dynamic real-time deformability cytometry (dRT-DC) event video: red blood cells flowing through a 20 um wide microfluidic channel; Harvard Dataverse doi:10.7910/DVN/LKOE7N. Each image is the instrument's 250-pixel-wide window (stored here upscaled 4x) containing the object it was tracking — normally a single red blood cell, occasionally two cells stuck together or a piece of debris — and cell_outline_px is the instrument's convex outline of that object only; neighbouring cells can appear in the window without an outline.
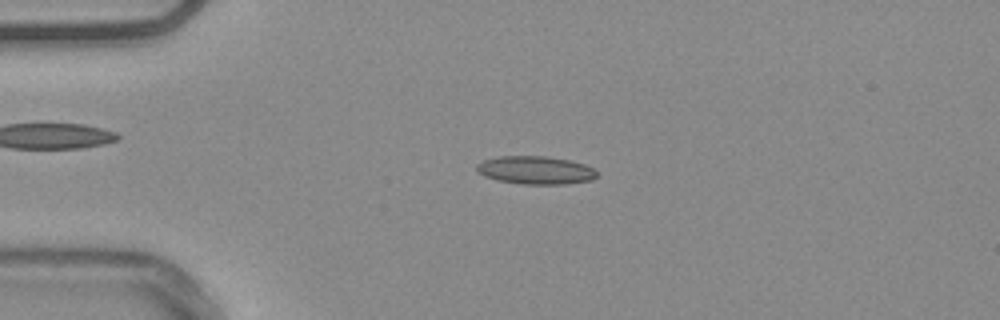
{"species": "common noctule bat (a hibernating species)", "species_latin": "Nyctalus noctula", "temperature_condition": "warm", "stored_images_in_passage": 53, "camera_frame_rate_fps": 3000, "um_per_image_px": 0.085, "animal": {"sex": "male", "body_mass_g": 20.4}, "frame": {"image": 1, "passage_image": 12, "time_ms": 3.667, "image_size_px": [1000, 320], "cell_outline_px": [[596, 176], [592, 180], [568, 184], [524, 184], [496, 180], [484, 176], [476, 172], [476, 164], [484, 160], [500, 156], [544, 156], [568, 160], [584, 164], [592, 168], [596, 172]], "centroid_in_image_um": [45.48, 14.47], "position_along_channel_um": 39.5, "area_um2": 19.65}}
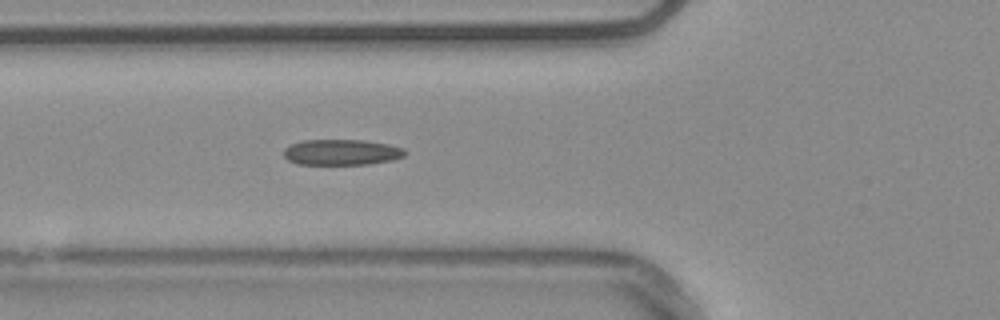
{"frame": {"image": 2, "passage_image": 19, "time_ms": 6.0, "image_size_px": [1000, 320], "cell_outline_px": [[404, 156], [392, 160], [368, 164], [296, 164], [288, 160], [284, 156], [284, 148], [300, 140], [364, 140], [388, 144], [404, 148]], "centroid_in_image_um": [29.01, 12.93], "position_along_channel_um": 96.8, "area_um2": 18.15}}
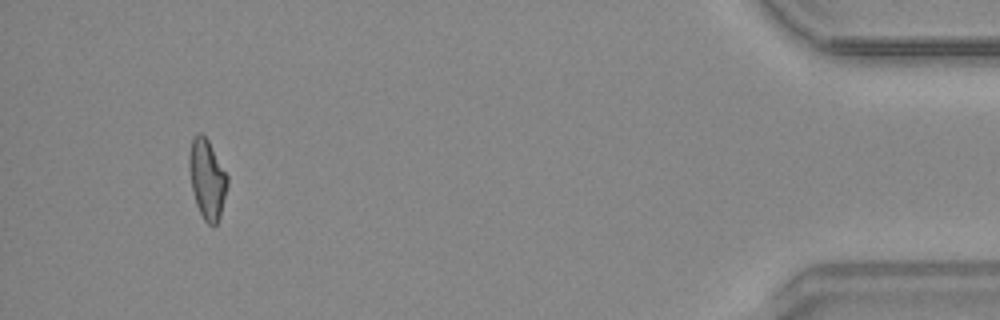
{"frame": {"image": 3, "passage_image": 50, "time_ms": 16.333, "image_size_px": [1000, 320], "cell_outline_px": [[228, 184], [220, 216], [216, 224], [208, 224], [204, 220], [196, 204], [192, 188], [188, 168], [188, 156], [192, 140], [196, 132], [200, 132], [208, 140], [228, 176]], "centroid_in_image_um": [17.59, 15.19], "position_along_channel_um": 417.6, "area_um2": 17.63}, "authors_computed_cell_mechanics": {"area_um2": 18.1492, "velocity_mm_per_s": 3.7777, "shape_relaxation_time_tau1_ms": null, "shape_relaxation_time_tau2_ms": 2.9633, "deformation_change_tau1": null, "deformation_change_tau2": 0.1195}}